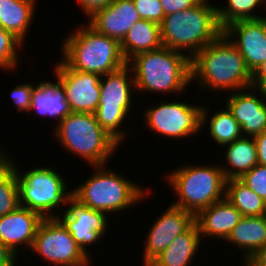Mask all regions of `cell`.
<instances>
[{"label":"cell","mask_w":266,"mask_h":266,"mask_svg":"<svg viewBox=\"0 0 266 266\" xmlns=\"http://www.w3.org/2000/svg\"><path fill=\"white\" fill-rule=\"evenodd\" d=\"M225 199L228 200L242 216L266 215V202L240 179L226 181Z\"/></svg>","instance_id":"484cf974"},{"label":"cell","mask_w":266,"mask_h":266,"mask_svg":"<svg viewBox=\"0 0 266 266\" xmlns=\"http://www.w3.org/2000/svg\"><path fill=\"white\" fill-rule=\"evenodd\" d=\"M37 0H0V27L23 44L30 29Z\"/></svg>","instance_id":"cb8c5ba5"},{"label":"cell","mask_w":266,"mask_h":266,"mask_svg":"<svg viewBox=\"0 0 266 266\" xmlns=\"http://www.w3.org/2000/svg\"><path fill=\"white\" fill-rule=\"evenodd\" d=\"M266 77V61L252 74L253 86H257Z\"/></svg>","instance_id":"f35d334b"},{"label":"cell","mask_w":266,"mask_h":266,"mask_svg":"<svg viewBox=\"0 0 266 266\" xmlns=\"http://www.w3.org/2000/svg\"><path fill=\"white\" fill-rule=\"evenodd\" d=\"M242 214L226 199L213 203L195 216L200 236L222 239L229 236Z\"/></svg>","instance_id":"d6986e66"},{"label":"cell","mask_w":266,"mask_h":266,"mask_svg":"<svg viewBox=\"0 0 266 266\" xmlns=\"http://www.w3.org/2000/svg\"><path fill=\"white\" fill-rule=\"evenodd\" d=\"M7 155L5 152L4 158L13 166L17 176L19 206L35 211L43 218H57L54 209L57 211L58 207L68 203L73 196V190H67L64 177L48 166L33 168L20 174L13 158Z\"/></svg>","instance_id":"ba28073f"},{"label":"cell","mask_w":266,"mask_h":266,"mask_svg":"<svg viewBox=\"0 0 266 266\" xmlns=\"http://www.w3.org/2000/svg\"><path fill=\"white\" fill-rule=\"evenodd\" d=\"M201 240L199 227L194 222L184 233L176 236L149 266H189Z\"/></svg>","instance_id":"7402d4cb"},{"label":"cell","mask_w":266,"mask_h":266,"mask_svg":"<svg viewBox=\"0 0 266 266\" xmlns=\"http://www.w3.org/2000/svg\"><path fill=\"white\" fill-rule=\"evenodd\" d=\"M225 241L243 249L244 263L242 264H245L259 248L266 244V215L243 216Z\"/></svg>","instance_id":"44dd1931"},{"label":"cell","mask_w":266,"mask_h":266,"mask_svg":"<svg viewBox=\"0 0 266 266\" xmlns=\"http://www.w3.org/2000/svg\"><path fill=\"white\" fill-rule=\"evenodd\" d=\"M253 74L266 61V17L240 20L223 29Z\"/></svg>","instance_id":"5bb4252c"},{"label":"cell","mask_w":266,"mask_h":266,"mask_svg":"<svg viewBox=\"0 0 266 266\" xmlns=\"http://www.w3.org/2000/svg\"><path fill=\"white\" fill-rule=\"evenodd\" d=\"M113 0H77L79 7H81L86 14V17H91L96 11L105 8Z\"/></svg>","instance_id":"e575fe53"},{"label":"cell","mask_w":266,"mask_h":266,"mask_svg":"<svg viewBox=\"0 0 266 266\" xmlns=\"http://www.w3.org/2000/svg\"><path fill=\"white\" fill-rule=\"evenodd\" d=\"M33 88L32 83H22L11 90V99H13V103L17 106L19 112H29Z\"/></svg>","instance_id":"d6a6232c"},{"label":"cell","mask_w":266,"mask_h":266,"mask_svg":"<svg viewBox=\"0 0 266 266\" xmlns=\"http://www.w3.org/2000/svg\"><path fill=\"white\" fill-rule=\"evenodd\" d=\"M43 219L39 213L18 206L12 212L0 217V242L16 256L19 246L26 245L31 250L37 229Z\"/></svg>","instance_id":"e0dca14e"},{"label":"cell","mask_w":266,"mask_h":266,"mask_svg":"<svg viewBox=\"0 0 266 266\" xmlns=\"http://www.w3.org/2000/svg\"><path fill=\"white\" fill-rule=\"evenodd\" d=\"M127 64L132 69L138 93L149 91L179 95L191 83L190 58L164 46L136 54Z\"/></svg>","instance_id":"7a4b0ae2"},{"label":"cell","mask_w":266,"mask_h":266,"mask_svg":"<svg viewBox=\"0 0 266 266\" xmlns=\"http://www.w3.org/2000/svg\"><path fill=\"white\" fill-rule=\"evenodd\" d=\"M253 139L256 144L257 162L266 166V131L256 135Z\"/></svg>","instance_id":"d590c367"},{"label":"cell","mask_w":266,"mask_h":266,"mask_svg":"<svg viewBox=\"0 0 266 266\" xmlns=\"http://www.w3.org/2000/svg\"><path fill=\"white\" fill-rule=\"evenodd\" d=\"M56 83L45 80L34 84L31 94L30 110L38 113L39 116L57 118L58 123L71 113L66 100L65 91L58 78Z\"/></svg>","instance_id":"ffe728a7"},{"label":"cell","mask_w":266,"mask_h":266,"mask_svg":"<svg viewBox=\"0 0 266 266\" xmlns=\"http://www.w3.org/2000/svg\"><path fill=\"white\" fill-rule=\"evenodd\" d=\"M223 109L215 111L210 116V121L208 122L210 137L221 147L243 137L241 126L235 120L232 113L227 107Z\"/></svg>","instance_id":"4316f807"},{"label":"cell","mask_w":266,"mask_h":266,"mask_svg":"<svg viewBox=\"0 0 266 266\" xmlns=\"http://www.w3.org/2000/svg\"><path fill=\"white\" fill-rule=\"evenodd\" d=\"M23 43L12 33L0 27V69L12 71L18 67V49L20 50Z\"/></svg>","instance_id":"f546056e"},{"label":"cell","mask_w":266,"mask_h":266,"mask_svg":"<svg viewBox=\"0 0 266 266\" xmlns=\"http://www.w3.org/2000/svg\"><path fill=\"white\" fill-rule=\"evenodd\" d=\"M17 259V256L0 242V266H15Z\"/></svg>","instance_id":"8d00e7d4"},{"label":"cell","mask_w":266,"mask_h":266,"mask_svg":"<svg viewBox=\"0 0 266 266\" xmlns=\"http://www.w3.org/2000/svg\"><path fill=\"white\" fill-rule=\"evenodd\" d=\"M188 102H160L146 109L145 126L155 134L173 138H188L198 135L201 127L209 121V108ZM207 108V109H206ZM208 111V112H207ZM207 117V118H206Z\"/></svg>","instance_id":"30bf717a"},{"label":"cell","mask_w":266,"mask_h":266,"mask_svg":"<svg viewBox=\"0 0 266 266\" xmlns=\"http://www.w3.org/2000/svg\"><path fill=\"white\" fill-rule=\"evenodd\" d=\"M87 19L97 32L121 42L140 16L132 0H113Z\"/></svg>","instance_id":"ac0fdd59"},{"label":"cell","mask_w":266,"mask_h":266,"mask_svg":"<svg viewBox=\"0 0 266 266\" xmlns=\"http://www.w3.org/2000/svg\"><path fill=\"white\" fill-rule=\"evenodd\" d=\"M55 65V78L64 88L71 112L94 114L100 98L101 76L71 69L62 60Z\"/></svg>","instance_id":"7c38bea8"},{"label":"cell","mask_w":266,"mask_h":266,"mask_svg":"<svg viewBox=\"0 0 266 266\" xmlns=\"http://www.w3.org/2000/svg\"><path fill=\"white\" fill-rule=\"evenodd\" d=\"M31 250L55 266H88L84 254L68 229L58 218H44L40 223Z\"/></svg>","instance_id":"8fae6325"},{"label":"cell","mask_w":266,"mask_h":266,"mask_svg":"<svg viewBox=\"0 0 266 266\" xmlns=\"http://www.w3.org/2000/svg\"><path fill=\"white\" fill-rule=\"evenodd\" d=\"M54 133L63 149L85 159L91 167L107 165L119 147L92 113L71 112L55 126Z\"/></svg>","instance_id":"8992f818"},{"label":"cell","mask_w":266,"mask_h":266,"mask_svg":"<svg viewBox=\"0 0 266 266\" xmlns=\"http://www.w3.org/2000/svg\"><path fill=\"white\" fill-rule=\"evenodd\" d=\"M160 32L164 47L180 51L191 59L216 40L223 29L218 22L217 6L201 0L190 9L166 15L160 24Z\"/></svg>","instance_id":"3957f363"},{"label":"cell","mask_w":266,"mask_h":266,"mask_svg":"<svg viewBox=\"0 0 266 266\" xmlns=\"http://www.w3.org/2000/svg\"><path fill=\"white\" fill-rule=\"evenodd\" d=\"M5 153L3 151H0V161L4 158Z\"/></svg>","instance_id":"60d3db41"},{"label":"cell","mask_w":266,"mask_h":266,"mask_svg":"<svg viewBox=\"0 0 266 266\" xmlns=\"http://www.w3.org/2000/svg\"><path fill=\"white\" fill-rule=\"evenodd\" d=\"M255 89L259 92H256L257 95ZM259 94L262 97H258ZM227 96L225 105L241 126L243 137H255L266 131V100L255 86Z\"/></svg>","instance_id":"2e32d148"},{"label":"cell","mask_w":266,"mask_h":266,"mask_svg":"<svg viewBox=\"0 0 266 266\" xmlns=\"http://www.w3.org/2000/svg\"><path fill=\"white\" fill-rule=\"evenodd\" d=\"M19 206V188L13 166L3 158L0 161V217Z\"/></svg>","instance_id":"83f0119b"},{"label":"cell","mask_w":266,"mask_h":266,"mask_svg":"<svg viewBox=\"0 0 266 266\" xmlns=\"http://www.w3.org/2000/svg\"><path fill=\"white\" fill-rule=\"evenodd\" d=\"M240 180L266 202V166L255 165Z\"/></svg>","instance_id":"4dcf8cb0"},{"label":"cell","mask_w":266,"mask_h":266,"mask_svg":"<svg viewBox=\"0 0 266 266\" xmlns=\"http://www.w3.org/2000/svg\"><path fill=\"white\" fill-rule=\"evenodd\" d=\"M177 201L171 205L182 208L196 216L201 210L225 199L226 178L221 166H179L167 176Z\"/></svg>","instance_id":"5b68a950"},{"label":"cell","mask_w":266,"mask_h":266,"mask_svg":"<svg viewBox=\"0 0 266 266\" xmlns=\"http://www.w3.org/2000/svg\"><path fill=\"white\" fill-rule=\"evenodd\" d=\"M159 216L147 233L142 266H149L176 236L184 233L195 222L191 212L173 205L168 206Z\"/></svg>","instance_id":"9a60e30c"},{"label":"cell","mask_w":266,"mask_h":266,"mask_svg":"<svg viewBox=\"0 0 266 266\" xmlns=\"http://www.w3.org/2000/svg\"><path fill=\"white\" fill-rule=\"evenodd\" d=\"M223 147H227L226 155H224L226 156L227 165L224 167L222 164L220 165L226 180L240 179L258 164L256 144L253 137H242Z\"/></svg>","instance_id":"d4e9b609"},{"label":"cell","mask_w":266,"mask_h":266,"mask_svg":"<svg viewBox=\"0 0 266 266\" xmlns=\"http://www.w3.org/2000/svg\"><path fill=\"white\" fill-rule=\"evenodd\" d=\"M243 266H266V244L259 248Z\"/></svg>","instance_id":"74e56055"},{"label":"cell","mask_w":266,"mask_h":266,"mask_svg":"<svg viewBox=\"0 0 266 266\" xmlns=\"http://www.w3.org/2000/svg\"><path fill=\"white\" fill-rule=\"evenodd\" d=\"M164 10V15L173 14L190 9L197 5L201 0H159Z\"/></svg>","instance_id":"836d02e7"},{"label":"cell","mask_w":266,"mask_h":266,"mask_svg":"<svg viewBox=\"0 0 266 266\" xmlns=\"http://www.w3.org/2000/svg\"><path fill=\"white\" fill-rule=\"evenodd\" d=\"M266 100V77L256 86Z\"/></svg>","instance_id":"ab89813d"},{"label":"cell","mask_w":266,"mask_h":266,"mask_svg":"<svg viewBox=\"0 0 266 266\" xmlns=\"http://www.w3.org/2000/svg\"><path fill=\"white\" fill-rule=\"evenodd\" d=\"M129 72L132 73V69L126 64L115 72L101 76L100 98L94 113L99 125L119 145L126 138L121 124L129 117L131 103L134 102L132 90H136L134 76Z\"/></svg>","instance_id":"9c48e42d"},{"label":"cell","mask_w":266,"mask_h":266,"mask_svg":"<svg viewBox=\"0 0 266 266\" xmlns=\"http://www.w3.org/2000/svg\"><path fill=\"white\" fill-rule=\"evenodd\" d=\"M140 19L161 24L163 21L164 10L159 0H132Z\"/></svg>","instance_id":"1f68e13d"},{"label":"cell","mask_w":266,"mask_h":266,"mask_svg":"<svg viewBox=\"0 0 266 266\" xmlns=\"http://www.w3.org/2000/svg\"><path fill=\"white\" fill-rule=\"evenodd\" d=\"M87 25V26H86ZM75 29L61 43L62 61L71 69L100 76L115 72L127 64L120 42L97 32L89 24Z\"/></svg>","instance_id":"277c9868"},{"label":"cell","mask_w":266,"mask_h":266,"mask_svg":"<svg viewBox=\"0 0 266 266\" xmlns=\"http://www.w3.org/2000/svg\"><path fill=\"white\" fill-rule=\"evenodd\" d=\"M190 68L191 83L198 80L207 91L234 92L253 86L243 56L224 33L190 59Z\"/></svg>","instance_id":"6da1fadb"},{"label":"cell","mask_w":266,"mask_h":266,"mask_svg":"<svg viewBox=\"0 0 266 266\" xmlns=\"http://www.w3.org/2000/svg\"><path fill=\"white\" fill-rule=\"evenodd\" d=\"M226 4L225 7L217 6L218 22L222 29L236 21L262 18L260 15L255 16L254 12L262 4L266 5V1L227 0Z\"/></svg>","instance_id":"f1b7e54d"},{"label":"cell","mask_w":266,"mask_h":266,"mask_svg":"<svg viewBox=\"0 0 266 266\" xmlns=\"http://www.w3.org/2000/svg\"><path fill=\"white\" fill-rule=\"evenodd\" d=\"M67 205L69 207L63 212V216L58 215L57 218L68 229L84 254L91 258L87 246L98 243L106 234L108 215L103 211L88 208L74 196L68 200Z\"/></svg>","instance_id":"4fadbf2b"},{"label":"cell","mask_w":266,"mask_h":266,"mask_svg":"<svg viewBox=\"0 0 266 266\" xmlns=\"http://www.w3.org/2000/svg\"><path fill=\"white\" fill-rule=\"evenodd\" d=\"M162 46L160 25L145 19L138 20L120 42L122 54L127 62L136 54Z\"/></svg>","instance_id":"603a6c76"},{"label":"cell","mask_w":266,"mask_h":266,"mask_svg":"<svg viewBox=\"0 0 266 266\" xmlns=\"http://www.w3.org/2000/svg\"><path fill=\"white\" fill-rule=\"evenodd\" d=\"M93 167L92 176L73 189V196L88 208L115 214L130 209L145 198L146 188L118 175L113 169H107L106 165Z\"/></svg>","instance_id":"52a82bcc"}]
</instances>
